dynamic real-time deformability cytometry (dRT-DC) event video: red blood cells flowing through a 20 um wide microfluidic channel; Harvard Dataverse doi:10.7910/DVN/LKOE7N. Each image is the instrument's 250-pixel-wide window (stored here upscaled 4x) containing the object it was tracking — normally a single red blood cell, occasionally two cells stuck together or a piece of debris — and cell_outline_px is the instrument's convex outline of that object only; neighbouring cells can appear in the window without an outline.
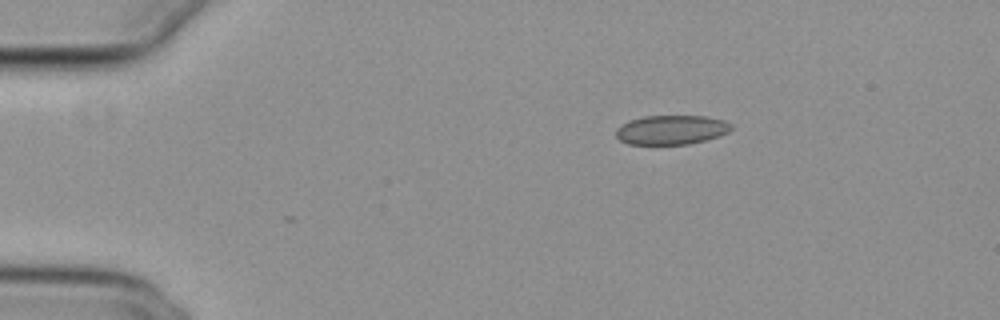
{"species": "common noctule bat (a hibernating species)", "species_latin": "Nyctalus noctula", "temperature_condition": "cold", "stored_images_in_passage": 3, "camera_frame_rate_fps": 3000, "um_per_image_px": 0.085, "animal": {"sex": "female", "body_mass_g": 29.2, "forearm_length_mm": 56.3}, "frame": {"image": 1, "passage_image": 1, "time_ms": 0.0, "image_size_px": [1000, 320], "cell_outline_px": [[732, 128], [728, 132], [720, 136], [688, 144], [628, 144], [620, 140], [616, 136], [616, 128], [628, 120], [644, 116], [704, 116], [724, 120], [732, 124]], "centroid_in_image_um": [57.06, 11.03], "position_along_channel_um": 27.9, "area_um2": 19.71}}